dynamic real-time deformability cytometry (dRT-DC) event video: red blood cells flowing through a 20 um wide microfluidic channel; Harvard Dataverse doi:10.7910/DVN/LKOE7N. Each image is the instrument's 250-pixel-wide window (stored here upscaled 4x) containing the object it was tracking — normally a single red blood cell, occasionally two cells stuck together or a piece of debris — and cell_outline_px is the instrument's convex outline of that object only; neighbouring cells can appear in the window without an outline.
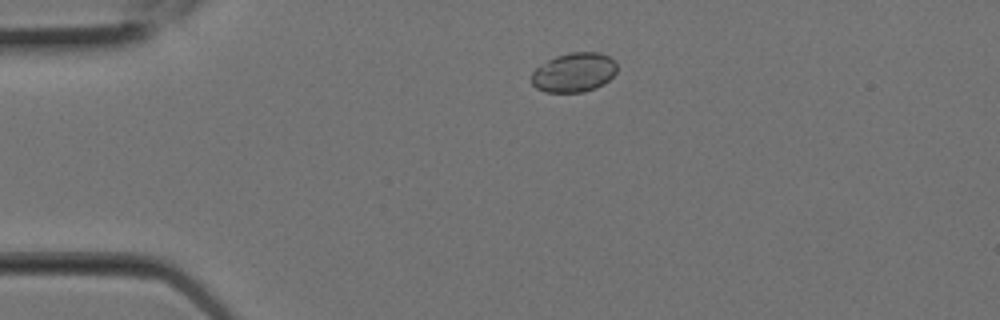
{"species": "Egyptian fruit bat (a non-hibernating species)", "species_latin": "Rousettus aegyptiacus", "temperature_condition": "room temperature", "stored_images_in_passage": 1, "camera_frame_rate_fps": 3000, "um_per_image_px": 0.085, "animal": {"sex": "female"}, "frame": {"image": 1, "passage_image": 1, "time_ms": 0.0, "image_size_px": [1000, 320], "cell_outline_px": [[616, 72], [604, 84], [596, 88], [584, 92], [544, 92], [536, 88], [532, 84], [532, 72], [536, 68], [548, 60], [556, 56], [572, 52], [600, 52], [616, 60]], "centroid_in_image_um": [48.8, 6.16], "position_along_channel_um": 36.2, "area_um2": 19.65}}